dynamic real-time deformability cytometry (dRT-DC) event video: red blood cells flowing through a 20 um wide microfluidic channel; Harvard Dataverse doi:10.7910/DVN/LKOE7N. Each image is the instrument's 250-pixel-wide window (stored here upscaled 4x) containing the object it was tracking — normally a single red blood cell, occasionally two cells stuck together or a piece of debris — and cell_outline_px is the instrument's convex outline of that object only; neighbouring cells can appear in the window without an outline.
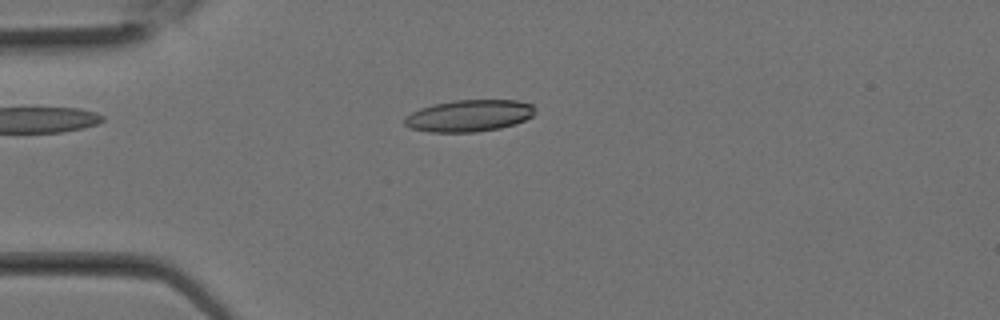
{"species": "Egyptian fruit bat (a non-hibernating species)", "species_latin": "Rousettus aegyptiacus", "temperature_condition": "room temperature", "stored_images_in_passage": 6, "camera_frame_rate_fps": 3000, "um_per_image_px": 0.085, "animal": {"sex": "female"}, "frame": {"image": 1, "passage_image": 3, "time_ms": 0.667, "image_size_px": [1000, 320], "cell_outline_px": [[536, 112], [532, 116], [516, 124], [500, 128], [476, 132], [428, 132], [412, 128], [404, 124], [404, 116], [420, 108], [436, 104], [456, 100], [516, 100], [532, 104], [536, 108]], "centroid_in_image_um": [39.9, 9.84], "position_along_channel_um": 45.1, "area_um2": 24.22}}
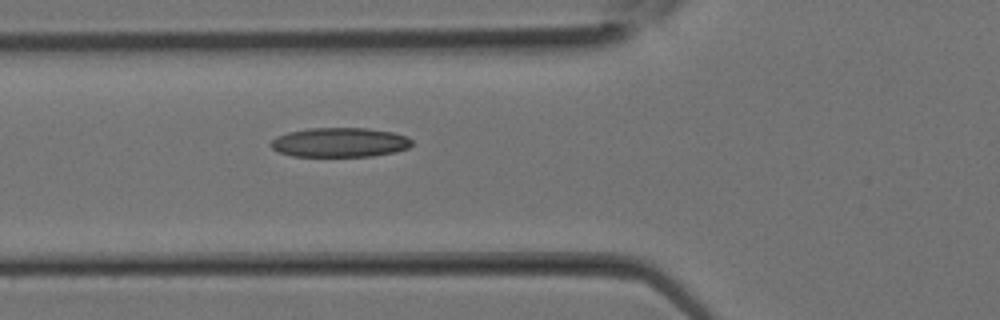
{"frame": {"image": 2, "passage_image": 6, "time_ms": 1.667, "image_size_px": [1000, 320], "cell_outline_px": [[412, 144], [408, 148], [396, 152], [372, 156], [292, 156], [280, 152], [272, 148], [268, 144], [276, 136], [288, 132], [308, 128], [368, 128], [392, 132], [408, 136], [412, 140]], "centroid_in_image_um": [28.89, 12.1], "position_along_channel_um": 96.9, "area_um2": 24.33}}